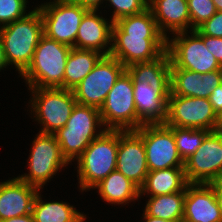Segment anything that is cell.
<instances>
[{"mask_svg":"<svg viewBox=\"0 0 222 222\" xmlns=\"http://www.w3.org/2000/svg\"><path fill=\"white\" fill-rule=\"evenodd\" d=\"M167 38L158 29L151 9L118 19L112 26L110 56L126 68L150 62L166 51Z\"/></svg>","mask_w":222,"mask_h":222,"instance_id":"6da1fadb","label":"cell"},{"mask_svg":"<svg viewBox=\"0 0 222 222\" xmlns=\"http://www.w3.org/2000/svg\"><path fill=\"white\" fill-rule=\"evenodd\" d=\"M44 35L40 11L35 8L22 19L0 27L6 62L21 74L30 64L36 47Z\"/></svg>","mask_w":222,"mask_h":222,"instance_id":"7a4b0ae2","label":"cell"},{"mask_svg":"<svg viewBox=\"0 0 222 222\" xmlns=\"http://www.w3.org/2000/svg\"><path fill=\"white\" fill-rule=\"evenodd\" d=\"M71 47L41 37L32 60L20 74L29 88H63L64 71Z\"/></svg>","mask_w":222,"mask_h":222,"instance_id":"3957f363","label":"cell"},{"mask_svg":"<svg viewBox=\"0 0 222 222\" xmlns=\"http://www.w3.org/2000/svg\"><path fill=\"white\" fill-rule=\"evenodd\" d=\"M102 126L98 108L76 103L66 126L54 133L62 155L68 163L77 160L91 142L106 130H96Z\"/></svg>","mask_w":222,"mask_h":222,"instance_id":"277c9868","label":"cell"},{"mask_svg":"<svg viewBox=\"0 0 222 222\" xmlns=\"http://www.w3.org/2000/svg\"><path fill=\"white\" fill-rule=\"evenodd\" d=\"M118 130H105L77 159L79 187L90 190L116 170Z\"/></svg>","mask_w":222,"mask_h":222,"instance_id":"5b68a950","label":"cell"},{"mask_svg":"<svg viewBox=\"0 0 222 222\" xmlns=\"http://www.w3.org/2000/svg\"><path fill=\"white\" fill-rule=\"evenodd\" d=\"M132 77L125 70L108 92L100 116L106 130H137L138 114L135 106Z\"/></svg>","mask_w":222,"mask_h":222,"instance_id":"8992f818","label":"cell"},{"mask_svg":"<svg viewBox=\"0 0 222 222\" xmlns=\"http://www.w3.org/2000/svg\"><path fill=\"white\" fill-rule=\"evenodd\" d=\"M32 91L31 112L42 124L41 133L54 134L66 126L76 105L73 90L63 88H28Z\"/></svg>","mask_w":222,"mask_h":222,"instance_id":"52a82bcc","label":"cell"},{"mask_svg":"<svg viewBox=\"0 0 222 222\" xmlns=\"http://www.w3.org/2000/svg\"><path fill=\"white\" fill-rule=\"evenodd\" d=\"M42 16L44 34L59 43L75 48V40L87 8L73 0H54L36 7Z\"/></svg>","mask_w":222,"mask_h":222,"instance_id":"ba28073f","label":"cell"},{"mask_svg":"<svg viewBox=\"0 0 222 222\" xmlns=\"http://www.w3.org/2000/svg\"><path fill=\"white\" fill-rule=\"evenodd\" d=\"M189 32L191 36L187 35V31H185L175 33V37L172 39L167 38L166 51L169 54L171 67L199 74L222 70L203 40L194 31Z\"/></svg>","mask_w":222,"mask_h":222,"instance_id":"9c48e42d","label":"cell"},{"mask_svg":"<svg viewBox=\"0 0 222 222\" xmlns=\"http://www.w3.org/2000/svg\"><path fill=\"white\" fill-rule=\"evenodd\" d=\"M32 143L28 159L29 174L18 178L41 190L48 180L69 163L62 155L54 134L39 132Z\"/></svg>","mask_w":222,"mask_h":222,"instance_id":"30bf717a","label":"cell"},{"mask_svg":"<svg viewBox=\"0 0 222 222\" xmlns=\"http://www.w3.org/2000/svg\"><path fill=\"white\" fill-rule=\"evenodd\" d=\"M126 67L116 58L103 56L92 71L73 89L77 103L100 108L108 92Z\"/></svg>","mask_w":222,"mask_h":222,"instance_id":"8fae6325","label":"cell"},{"mask_svg":"<svg viewBox=\"0 0 222 222\" xmlns=\"http://www.w3.org/2000/svg\"><path fill=\"white\" fill-rule=\"evenodd\" d=\"M217 121L218 115L207 98L169 95L167 99L166 126L215 131Z\"/></svg>","mask_w":222,"mask_h":222,"instance_id":"7c38bea8","label":"cell"},{"mask_svg":"<svg viewBox=\"0 0 222 222\" xmlns=\"http://www.w3.org/2000/svg\"><path fill=\"white\" fill-rule=\"evenodd\" d=\"M135 131L143 139L149 171L184 167L173 131L164 123L143 124Z\"/></svg>","mask_w":222,"mask_h":222,"instance_id":"4fadbf2b","label":"cell"},{"mask_svg":"<svg viewBox=\"0 0 222 222\" xmlns=\"http://www.w3.org/2000/svg\"><path fill=\"white\" fill-rule=\"evenodd\" d=\"M188 183L210 184L222 180V139L210 131L196 152L184 161Z\"/></svg>","mask_w":222,"mask_h":222,"instance_id":"5bb4252c","label":"cell"},{"mask_svg":"<svg viewBox=\"0 0 222 222\" xmlns=\"http://www.w3.org/2000/svg\"><path fill=\"white\" fill-rule=\"evenodd\" d=\"M116 170L142 187L149 172L142 137L135 130H118Z\"/></svg>","mask_w":222,"mask_h":222,"instance_id":"9a60e30c","label":"cell"},{"mask_svg":"<svg viewBox=\"0 0 222 222\" xmlns=\"http://www.w3.org/2000/svg\"><path fill=\"white\" fill-rule=\"evenodd\" d=\"M185 222H222L221 211L211 184L189 183L185 191Z\"/></svg>","mask_w":222,"mask_h":222,"instance_id":"2e32d148","label":"cell"},{"mask_svg":"<svg viewBox=\"0 0 222 222\" xmlns=\"http://www.w3.org/2000/svg\"><path fill=\"white\" fill-rule=\"evenodd\" d=\"M220 84H222V70L199 74L177 67L170 69L169 95L209 99L212 91Z\"/></svg>","mask_w":222,"mask_h":222,"instance_id":"e0dca14e","label":"cell"},{"mask_svg":"<svg viewBox=\"0 0 222 222\" xmlns=\"http://www.w3.org/2000/svg\"><path fill=\"white\" fill-rule=\"evenodd\" d=\"M113 23L97 15V10H88L82 17L78 28L75 48L95 50L104 56L110 55Z\"/></svg>","mask_w":222,"mask_h":222,"instance_id":"ac0fdd59","label":"cell"},{"mask_svg":"<svg viewBox=\"0 0 222 222\" xmlns=\"http://www.w3.org/2000/svg\"><path fill=\"white\" fill-rule=\"evenodd\" d=\"M39 188L18 177L0 183V221L32 213Z\"/></svg>","mask_w":222,"mask_h":222,"instance_id":"d6986e66","label":"cell"},{"mask_svg":"<svg viewBox=\"0 0 222 222\" xmlns=\"http://www.w3.org/2000/svg\"><path fill=\"white\" fill-rule=\"evenodd\" d=\"M148 7L153 13L158 29L166 38L169 37L168 30L172 34L188 31V28L191 31L187 0H149Z\"/></svg>","mask_w":222,"mask_h":222,"instance_id":"ffe728a7","label":"cell"},{"mask_svg":"<svg viewBox=\"0 0 222 222\" xmlns=\"http://www.w3.org/2000/svg\"><path fill=\"white\" fill-rule=\"evenodd\" d=\"M170 69L171 62L167 51L153 61L132 64L126 68L132 82L149 84L166 100L170 94Z\"/></svg>","mask_w":222,"mask_h":222,"instance_id":"44dd1931","label":"cell"},{"mask_svg":"<svg viewBox=\"0 0 222 222\" xmlns=\"http://www.w3.org/2000/svg\"><path fill=\"white\" fill-rule=\"evenodd\" d=\"M138 128L166 120L167 100L147 83L133 82Z\"/></svg>","mask_w":222,"mask_h":222,"instance_id":"7402d4cb","label":"cell"},{"mask_svg":"<svg viewBox=\"0 0 222 222\" xmlns=\"http://www.w3.org/2000/svg\"><path fill=\"white\" fill-rule=\"evenodd\" d=\"M188 184L184 167L149 171L144 184L140 188V195L159 196L186 191Z\"/></svg>","mask_w":222,"mask_h":222,"instance_id":"603a6c76","label":"cell"},{"mask_svg":"<svg viewBox=\"0 0 222 222\" xmlns=\"http://www.w3.org/2000/svg\"><path fill=\"white\" fill-rule=\"evenodd\" d=\"M94 188H98V194L104 201L112 204L125 205L141 197L140 188L117 170L112 171Z\"/></svg>","mask_w":222,"mask_h":222,"instance_id":"cb8c5ba5","label":"cell"},{"mask_svg":"<svg viewBox=\"0 0 222 222\" xmlns=\"http://www.w3.org/2000/svg\"><path fill=\"white\" fill-rule=\"evenodd\" d=\"M104 55L95 50L71 48L63 80V89L73 90Z\"/></svg>","mask_w":222,"mask_h":222,"instance_id":"d4e9b609","label":"cell"},{"mask_svg":"<svg viewBox=\"0 0 222 222\" xmlns=\"http://www.w3.org/2000/svg\"><path fill=\"white\" fill-rule=\"evenodd\" d=\"M37 193L33 203L32 215L35 222H84L86 215L78 212L67 202H44Z\"/></svg>","mask_w":222,"mask_h":222,"instance_id":"484cf974","label":"cell"},{"mask_svg":"<svg viewBox=\"0 0 222 222\" xmlns=\"http://www.w3.org/2000/svg\"><path fill=\"white\" fill-rule=\"evenodd\" d=\"M149 197L144 210L148 215L172 222L183 220L185 191Z\"/></svg>","mask_w":222,"mask_h":222,"instance_id":"4316f807","label":"cell"},{"mask_svg":"<svg viewBox=\"0 0 222 222\" xmlns=\"http://www.w3.org/2000/svg\"><path fill=\"white\" fill-rule=\"evenodd\" d=\"M168 127L173 131L176 147L183 161L196 152L205 136L210 132L207 129Z\"/></svg>","mask_w":222,"mask_h":222,"instance_id":"83f0119b","label":"cell"},{"mask_svg":"<svg viewBox=\"0 0 222 222\" xmlns=\"http://www.w3.org/2000/svg\"><path fill=\"white\" fill-rule=\"evenodd\" d=\"M191 31L198 29L217 11L212 0H187Z\"/></svg>","mask_w":222,"mask_h":222,"instance_id":"f1b7e54d","label":"cell"},{"mask_svg":"<svg viewBox=\"0 0 222 222\" xmlns=\"http://www.w3.org/2000/svg\"><path fill=\"white\" fill-rule=\"evenodd\" d=\"M26 2L28 3L27 0H0V24L5 26L27 16Z\"/></svg>","mask_w":222,"mask_h":222,"instance_id":"f546056e","label":"cell"},{"mask_svg":"<svg viewBox=\"0 0 222 222\" xmlns=\"http://www.w3.org/2000/svg\"><path fill=\"white\" fill-rule=\"evenodd\" d=\"M114 8L112 22L118 19L138 14L148 8L149 0H106Z\"/></svg>","mask_w":222,"mask_h":222,"instance_id":"4dcf8cb0","label":"cell"},{"mask_svg":"<svg viewBox=\"0 0 222 222\" xmlns=\"http://www.w3.org/2000/svg\"><path fill=\"white\" fill-rule=\"evenodd\" d=\"M198 30L203 35L222 38V11H217L210 19L202 24Z\"/></svg>","mask_w":222,"mask_h":222,"instance_id":"1f68e13d","label":"cell"},{"mask_svg":"<svg viewBox=\"0 0 222 222\" xmlns=\"http://www.w3.org/2000/svg\"><path fill=\"white\" fill-rule=\"evenodd\" d=\"M207 46V49L214 55L219 65L222 67V38L203 35L198 29L193 30Z\"/></svg>","mask_w":222,"mask_h":222,"instance_id":"d6a6232c","label":"cell"},{"mask_svg":"<svg viewBox=\"0 0 222 222\" xmlns=\"http://www.w3.org/2000/svg\"><path fill=\"white\" fill-rule=\"evenodd\" d=\"M209 101L212 104L214 111L219 115L222 112V84L212 91Z\"/></svg>","mask_w":222,"mask_h":222,"instance_id":"836d02e7","label":"cell"},{"mask_svg":"<svg viewBox=\"0 0 222 222\" xmlns=\"http://www.w3.org/2000/svg\"><path fill=\"white\" fill-rule=\"evenodd\" d=\"M75 3L80 4L82 7L88 10H98L99 5L103 3L104 0H73Z\"/></svg>","mask_w":222,"mask_h":222,"instance_id":"e575fe53","label":"cell"},{"mask_svg":"<svg viewBox=\"0 0 222 222\" xmlns=\"http://www.w3.org/2000/svg\"><path fill=\"white\" fill-rule=\"evenodd\" d=\"M212 187L214 188V192L219 204V208L221 211V217H222V180L210 183Z\"/></svg>","mask_w":222,"mask_h":222,"instance_id":"d590c367","label":"cell"},{"mask_svg":"<svg viewBox=\"0 0 222 222\" xmlns=\"http://www.w3.org/2000/svg\"><path fill=\"white\" fill-rule=\"evenodd\" d=\"M0 222H35V221H34L32 213H30L28 215H22V216H18V217L5 219Z\"/></svg>","mask_w":222,"mask_h":222,"instance_id":"8d00e7d4","label":"cell"},{"mask_svg":"<svg viewBox=\"0 0 222 222\" xmlns=\"http://www.w3.org/2000/svg\"><path fill=\"white\" fill-rule=\"evenodd\" d=\"M143 219L146 222H172V221H169V220H166V219H161V218H156V217L150 216L145 211L143 213Z\"/></svg>","mask_w":222,"mask_h":222,"instance_id":"74e56055","label":"cell"},{"mask_svg":"<svg viewBox=\"0 0 222 222\" xmlns=\"http://www.w3.org/2000/svg\"><path fill=\"white\" fill-rule=\"evenodd\" d=\"M7 65L8 64L6 62L2 42H1V39H0V71H1V69L5 68Z\"/></svg>","mask_w":222,"mask_h":222,"instance_id":"f35d334b","label":"cell"},{"mask_svg":"<svg viewBox=\"0 0 222 222\" xmlns=\"http://www.w3.org/2000/svg\"><path fill=\"white\" fill-rule=\"evenodd\" d=\"M212 1L215 5L216 11H222V0H212Z\"/></svg>","mask_w":222,"mask_h":222,"instance_id":"ab89813d","label":"cell"},{"mask_svg":"<svg viewBox=\"0 0 222 222\" xmlns=\"http://www.w3.org/2000/svg\"><path fill=\"white\" fill-rule=\"evenodd\" d=\"M215 132L220 136V138L222 139V125H217Z\"/></svg>","mask_w":222,"mask_h":222,"instance_id":"60d3db41","label":"cell"},{"mask_svg":"<svg viewBox=\"0 0 222 222\" xmlns=\"http://www.w3.org/2000/svg\"><path fill=\"white\" fill-rule=\"evenodd\" d=\"M217 125H222V112L218 115Z\"/></svg>","mask_w":222,"mask_h":222,"instance_id":"b9f144b4","label":"cell"}]
</instances>
